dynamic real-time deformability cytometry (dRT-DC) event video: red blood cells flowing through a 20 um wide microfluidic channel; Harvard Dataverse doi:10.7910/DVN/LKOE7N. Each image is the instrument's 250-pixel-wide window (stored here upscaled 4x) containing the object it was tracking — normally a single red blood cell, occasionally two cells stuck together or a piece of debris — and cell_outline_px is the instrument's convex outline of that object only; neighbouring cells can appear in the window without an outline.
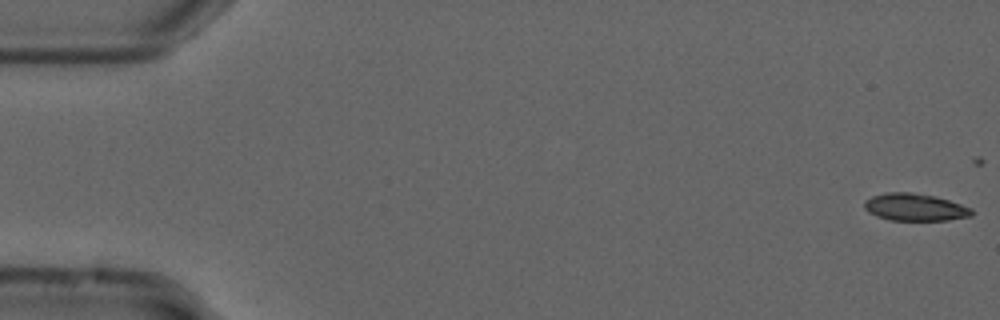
{"species": "common noctule bat (a hibernating species)", "species_latin": "Nyctalus noctula", "temperature_condition": "cold", "stored_images_in_passage": 17, "camera_frame_rate_fps": 3000, "um_per_image_px": 0.085, "animal": {"sex": "male", "forearm_length_mm": 52.5}, "frame": {"image": 1, "passage_image": 1, "time_ms": 0.0, "image_size_px": [1000, 320], "cell_outline_px": [[972, 216], [948, 220], [888, 220], [876, 216], [868, 212], [864, 208], [864, 200], [872, 196], [884, 192], [912, 192], [936, 196], [972, 208]], "centroid_in_image_um": [77.73, 17.61], "position_along_channel_um": 7.3, "area_um2": 17.22}}
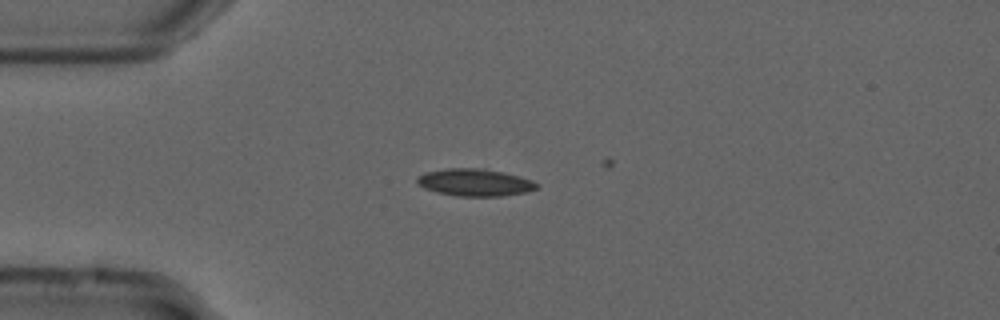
{"frame": {"image": 2, "passage_image": 14, "time_ms": 4.333, "image_size_px": [1000, 320], "cell_outline_px": [[540, 184], [536, 188], [528, 192], [500, 196], [460, 196], [436, 192], [424, 188], [416, 184], [416, 176], [424, 172], [448, 168], [484, 168], [504, 172], [520, 176], [532, 180]], "centroid_in_image_um": [40.34, 15.5], "position_along_channel_um": 44.7, "area_um2": 19.25}}